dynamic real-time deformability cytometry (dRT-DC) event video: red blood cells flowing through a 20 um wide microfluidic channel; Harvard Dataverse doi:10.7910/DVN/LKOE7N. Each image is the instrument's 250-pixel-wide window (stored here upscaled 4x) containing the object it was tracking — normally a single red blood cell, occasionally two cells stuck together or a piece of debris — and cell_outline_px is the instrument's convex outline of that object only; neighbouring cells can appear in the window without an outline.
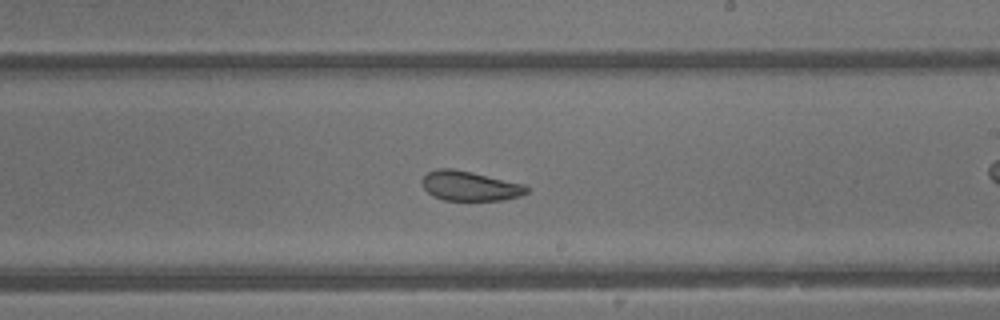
{"species": "common noctule bat (a hibernating species)", "species_latin": "Nyctalus noctula", "temperature_condition": "warm", "stored_images_in_passage": 44, "camera_frame_rate_fps": 3000, "um_per_image_px": 0.085, "animal": {"sex": "male", "body_mass_g": 13.3}, "frame": {"image": 1, "passage_image": 26, "time_ms": 8.333, "image_size_px": [1000, 320], "cell_outline_px": [[528, 192], [520, 196], [504, 200], [444, 200], [432, 196], [424, 188], [420, 180], [428, 172], [436, 168], [452, 168], [472, 172], [524, 184], [528, 188]], "centroid_in_image_um": [39.91, 15.8], "position_along_channel_um": 249.1, "area_um2": 18.15}, "authors_computed_cell_mechanics": {"area_um2": 23.3512, "velocity_mm_per_s": 4.8859, "shape_relaxation_time_tau1_ms": null, "shape_relaxation_time_tau2_ms": 1.5551, "deformation_change_tau1": null, "deformation_change_tau2": 0.0605}}